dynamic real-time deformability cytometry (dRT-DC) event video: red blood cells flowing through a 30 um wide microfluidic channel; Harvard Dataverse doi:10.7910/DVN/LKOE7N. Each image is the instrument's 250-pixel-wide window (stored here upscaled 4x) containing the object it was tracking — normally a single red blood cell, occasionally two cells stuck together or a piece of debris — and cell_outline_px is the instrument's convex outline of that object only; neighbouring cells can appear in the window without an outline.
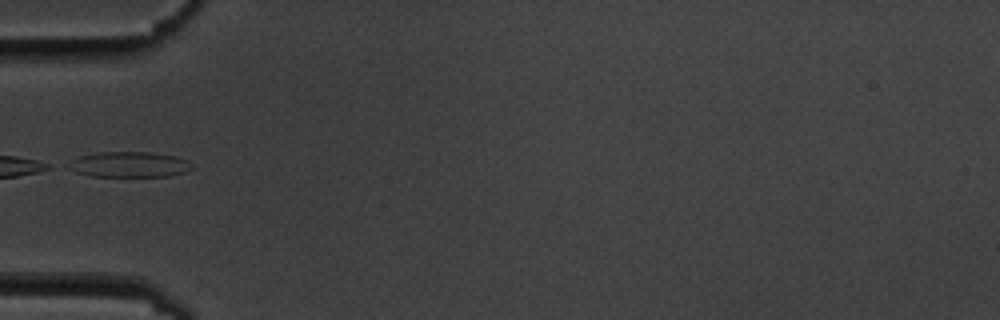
{"species": "common noctule bat (a hibernating species)", "species_latin": "Nyctalus noctula", "temperature_condition": "cold", "stored_images_in_passage": 3, "camera_frame_rate_fps": 3000, "um_per_image_px": 0.085, "animal": {"sex": "male", "body_mass_g": 19.5, "forearm_length_mm": 54.6}, "frame": {"image": 1, "passage_image": 1, "time_ms": 0.0, "image_size_px": [1000, 320], "cell_outline_px": [[196, 168], [188, 172], [168, 176], [92, 176], [76, 172], [68, 168], [64, 164], [80, 156], [96, 152], [148, 152], [176, 156], [188, 160]], "centroid_in_image_um": [11.02, 13.98], "position_along_channel_um": 74.0, "area_um2": 18.61}}
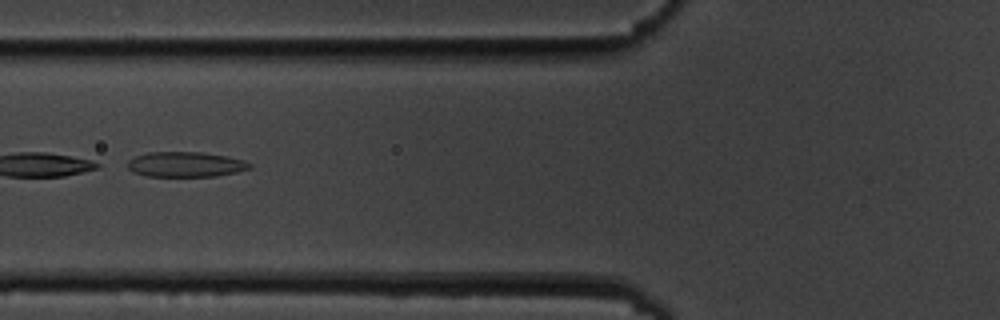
{"frame": {"image": 2, "passage_image": 2, "time_ms": 1.0, "image_size_px": [1000, 320], "cell_outline_px": [[252, 168], [236, 172], [216, 176], [144, 176], [132, 172], [128, 168], [128, 160], [136, 156], [148, 152], [204, 152], [228, 156], [244, 160], [252, 164]], "centroid_in_image_um": [15.79, 13.97], "position_along_channel_um": 110.0, "area_um2": 18.03}}
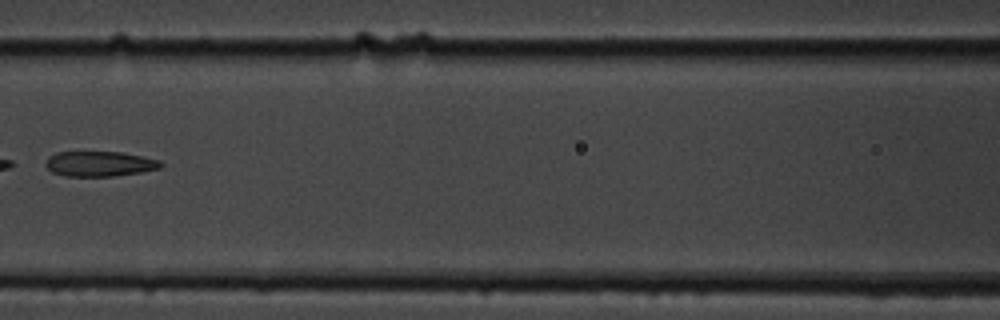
{"frame": {"image": 3, "passage_image": 3, "time_ms": 2.333, "image_size_px": [1000, 320], "cell_outline_px": [[164, 164], [160, 168], [140, 172], [112, 176], [64, 176], [52, 172], [44, 164], [48, 156], [56, 152], [120, 152], [160, 160]], "centroid_in_image_um": [8.43, 13.92], "position_along_channel_um": 158.2, "area_um2": 16.82}}